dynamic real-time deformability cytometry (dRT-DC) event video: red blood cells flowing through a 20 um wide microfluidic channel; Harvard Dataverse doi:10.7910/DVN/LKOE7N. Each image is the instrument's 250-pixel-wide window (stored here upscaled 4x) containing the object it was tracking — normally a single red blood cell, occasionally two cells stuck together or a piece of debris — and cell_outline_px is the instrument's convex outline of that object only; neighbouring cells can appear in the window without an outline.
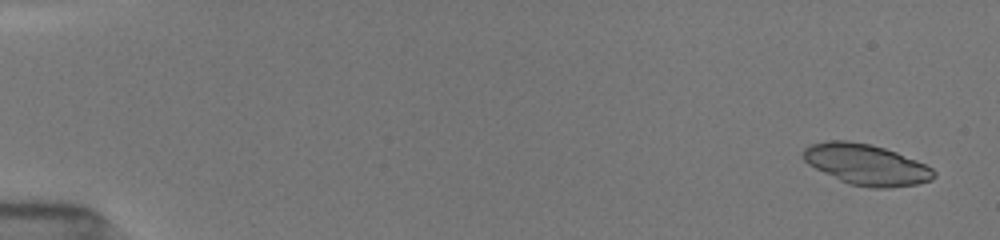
{"species": "common noctule bat (a hibernating species)", "species_latin": "Nyctalus noctula", "temperature_condition": "room temperature", "stored_images_in_passage": 50, "camera_frame_rate_fps": 3000, "um_per_image_px": 0.085, "animal": {"sex": "female", "body_mass_g": 19.5, "forearm_length_mm": 54.1}, "frame": {"image": 1, "passage_image": 2, "time_ms": 0.667, "image_size_px": [1000, 240], "cell_outline_px": [[936, 176], [932, 180], [916, 184], [888, 188], [868, 188], [848, 184], [808, 164], [804, 160], [804, 148], [812, 144], [828, 140], [844, 140], [868, 144], [884, 148], [896, 152], [916, 160], [932, 168], [936, 172]], "centroid_in_image_um": [73.66, 14.0], "position_along_channel_um": 11.3, "area_um2": 30.87}}
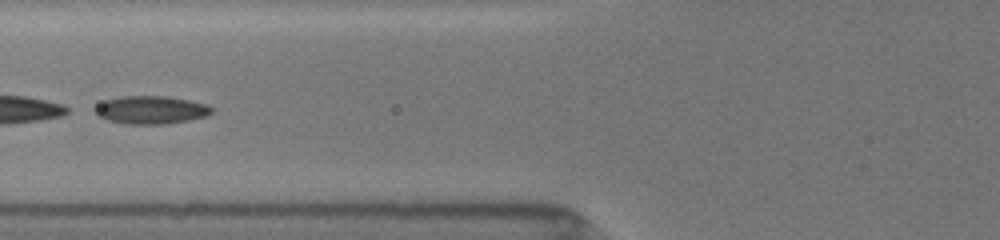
{"frame": {"image": 2, "passage_image": 18, "time_ms": 7.333, "image_size_px": [1000, 240], "cell_outline_px": [[212, 112], [204, 116], [188, 120], [168, 124], [124, 124], [108, 120], [100, 116], [96, 112], [96, 108], [104, 100], [120, 96], [168, 96], [208, 104], [212, 108]], "centroid_in_image_um": [12.85, 9.34], "position_along_channel_um": 113.0, "area_um2": 18.9}}
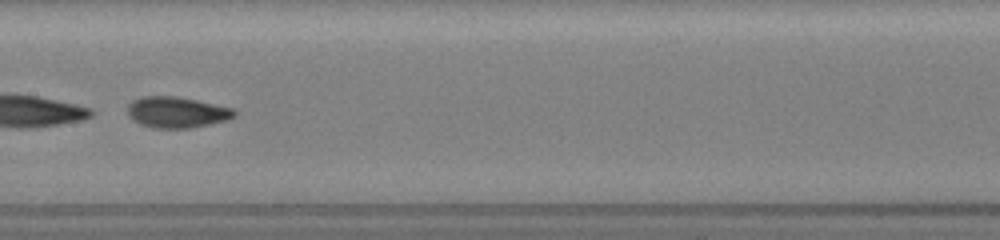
{"frame": {"image": 3, "passage_image": 27, "time_ms": 9.333, "image_size_px": [1000, 240], "cell_outline_px": [[236, 116], [228, 120], [192, 128], [152, 128], [140, 124], [132, 120], [128, 116], [128, 104], [132, 100], [140, 96], [176, 96], [236, 108]], "centroid_in_image_um": [15.03, 9.54], "position_along_channel_um": 192.4, "area_um2": 19.65}}